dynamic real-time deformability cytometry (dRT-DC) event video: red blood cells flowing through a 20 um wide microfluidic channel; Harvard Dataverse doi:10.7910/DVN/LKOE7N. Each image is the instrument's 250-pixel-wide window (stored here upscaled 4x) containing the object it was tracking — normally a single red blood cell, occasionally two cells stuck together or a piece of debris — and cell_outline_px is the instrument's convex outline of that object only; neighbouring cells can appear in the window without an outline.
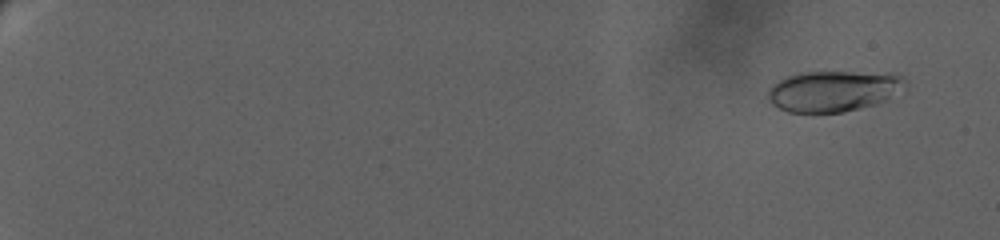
{"species": "human", "species_latin": "Homo sapiens", "temperature_condition": "warm", "stored_images_in_passage": 55, "camera_frame_rate_fps": 3000, "um_per_image_px": 0.085, "donor": {"sex": "female"}, "frame": {"image": 1, "passage_image": 5, "time_ms": 1.667, "image_size_px": [1000, 240], "cell_outline_px": [[908, 84], [876, 104], [844, 112], [788, 112], [772, 104], [768, 100], [768, 88], [772, 84], [784, 76], [796, 72], [888, 72], [904, 76], [908, 80]], "centroid_in_image_um": [70.81, 7.71], "position_along_channel_um": 14.2, "area_um2": 32.95}}
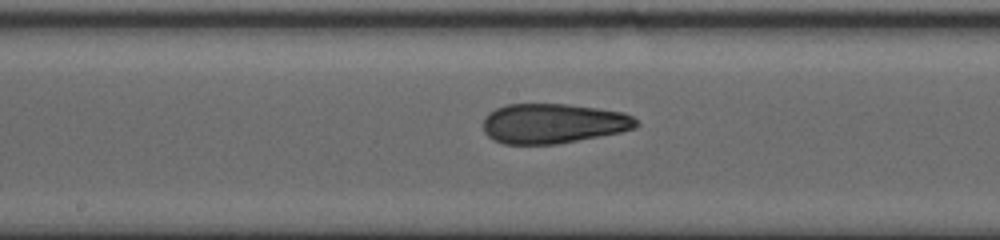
{"frame": {"image": 2, "passage_image": 35, "time_ms": 15.667, "image_size_px": [1000, 240], "cell_outline_px": [[640, 124], [636, 128], [620, 132], [560, 144], [504, 144], [492, 140], [484, 132], [484, 116], [488, 112], [496, 108], [508, 104], [568, 104], [624, 112], [632, 116]], "centroid_in_image_um": [47.01, 10.5], "position_along_channel_um": 201.2, "area_um2": 35.78}}
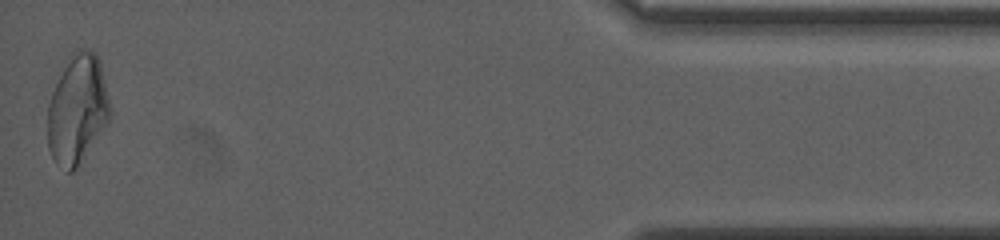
{"frame": {"image": 3, "passage_image": 55, "time_ms": 25.667, "image_size_px": [1000, 240], "cell_outline_px": [[112, 112], [108, 120], [80, 164], [72, 172], [68, 172], [56, 164], [48, 148], [48, 104], [52, 92], [68, 56], [80, 48], [96, 52], [100, 60]], "centroid_in_image_um": [6.57, 9.28], "position_along_channel_um": 428.6, "area_um2": 39.59}, "authors_computed_cell_mechanics": {"area_um2": 34.5644, "velocity_mm_per_s": 2.8977, "shape_relaxation_time_tau1_ms": 10.7077, "shape_relaxation_time_tau2_ms": 1.9817, "deformation_change_tau1": 0.2375, "deformation_change_tau2": 0.0925}}